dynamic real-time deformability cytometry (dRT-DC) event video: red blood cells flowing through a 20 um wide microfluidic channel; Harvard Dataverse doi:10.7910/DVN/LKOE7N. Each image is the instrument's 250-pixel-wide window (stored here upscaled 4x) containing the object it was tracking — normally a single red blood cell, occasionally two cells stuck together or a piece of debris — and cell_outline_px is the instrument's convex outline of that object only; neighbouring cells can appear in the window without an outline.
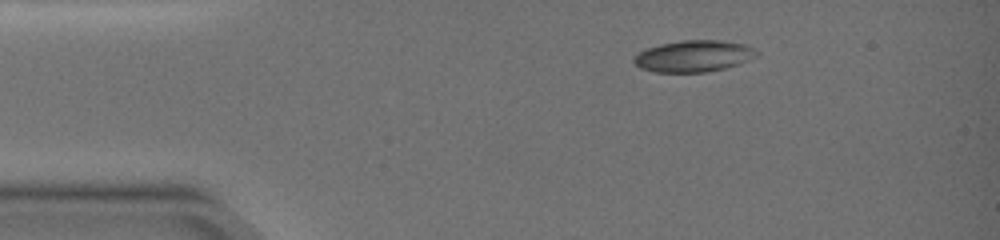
{"species": "common noctule bat (a hibernating species)", "species_latin": "Nyctalus noctula", "temperature_condition": "warm", "stored_images_in_passage": 2, "segment_of_instrument_passage": [2, 2], "camera_frame_rate_fps": 3000, "um_per_image_px": 0.085, "animal": {"sex": "female", "body_mass_g": 19.0, "forearm_length_mm": 51.5}, "frame": {"image": 1, "passage_image": 2, "time_ms": 0.333, "image_size_px": [1000, 240], "cell_outline_px": [[788, 60], [784, 64], [768, 72], [732, 84], [720, 84], [720, 64], [724, 48], [748, 48], [764, 52]], "centroid_in_image_um": [63.42, 5.47], "position_along_channel_um": 21.6, "area_um2": 11.79}}